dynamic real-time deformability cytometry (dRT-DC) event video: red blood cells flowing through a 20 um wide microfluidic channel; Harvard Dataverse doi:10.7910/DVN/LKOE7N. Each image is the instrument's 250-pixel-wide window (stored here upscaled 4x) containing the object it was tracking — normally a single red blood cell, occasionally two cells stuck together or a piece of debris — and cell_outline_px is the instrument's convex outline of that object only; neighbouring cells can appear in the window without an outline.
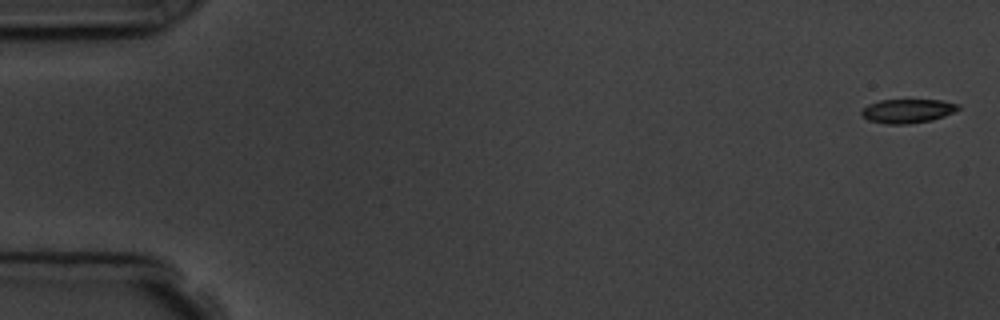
{"species": "common noctule bat (a hibernating species)", "species_latin": "Nyctalus noctula", "temperature_condition": "room temperature", "stored_images_in_passage": 5, "camera_frame_rate_fps": 3000, "um_per_image_px": 0.085, "animal": {"sex": "male", "body_mass_g": 19.5, "forearm_length_mm": 54.6}, "frame": {"image": 1, "passage_image": 1, "time_ms": 0.0, "image_size_px": [1000, 320], "cell_outline_px": [[960, 108], [944, 116], [932, 120], [908, 124], [888, 124], [868, 120], [860, 116], [860, 112], [868, 104], [880, 100], [940, 100], [960, 104]], "centroid_in_image_um": [77.12, 9.43], "position_along_channel_um": 7.9, "area_um2": 13.53}}